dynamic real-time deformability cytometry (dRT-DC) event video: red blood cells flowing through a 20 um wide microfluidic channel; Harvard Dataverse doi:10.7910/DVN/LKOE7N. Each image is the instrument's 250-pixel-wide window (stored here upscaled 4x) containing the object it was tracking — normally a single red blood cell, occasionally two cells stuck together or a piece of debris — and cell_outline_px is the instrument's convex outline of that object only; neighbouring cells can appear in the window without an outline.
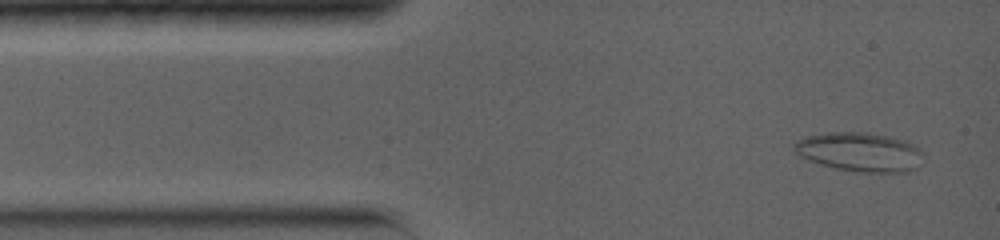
{"species": "common noctule bat (a hibernating species)", "species_latin": "Nyctalus noctula", "temperature_condition": "warm", "stored_images_in_passage": 62, "camera_frame_rate_fps": 5000, "um_per_image_px": 0.085, "animal": {"sex": "female", "body_mass_g": 19.0, "forearm_length_mm": 56.7}, "frame": {"image": 1, "passage_image": 2, "time_ms": 0.4, "image_size_px": [1000, 240], "cell_outline_px": [[924, 152], [920, 164], [916, 168], [908, 172], [860, 172], [836, 168], [820, 164], [808, 160], [792, 152], [792, 144], [796, 140], [808, 136], [828, 132], [864, 132], [888, 136], [908, 140], [920, 148]], "centroid_in_image_um": [73.09, 12.91], "position_along_channel_um": 11.9, "area_um2": 29.82}}
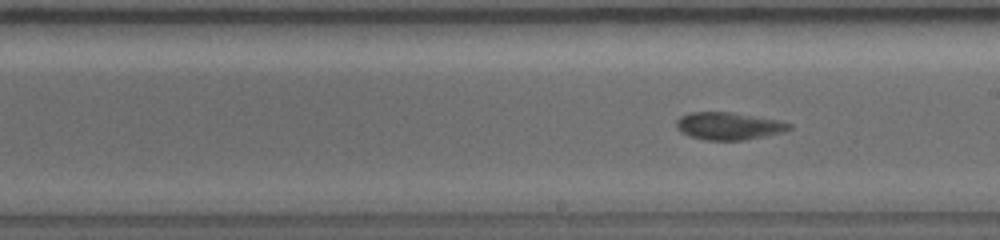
{"frame": {"image": 2, "passage_image": 43, "time_ms": 7.4, "image_size_px": [1000, 240], "cell_outline_px": [[792, 128], [780, 132], [764, 136], [744, 140], [704, 140], [688, 136], [680, 132], [676, 128], [676, 120], [680, 116], [688, 112], [732, 112], [780, 120], [792, 124]], "centroid_in_image_um": [61.89, 10.7], "position_along_channel_um": 227.1, "area_um2": 18.21}}
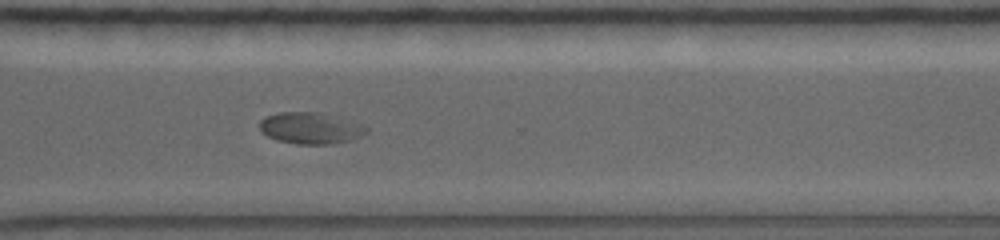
{"frame": {"image": 3, "passage_image": 61, "time_ms": 10.4, "image_size_px": [1000, 240], "cell_outline_px": [[368, 132], [352, 140], [332, 144], [296, 144], [276, 140], [260, 132], [260, 120], [264, 116], [280, 112], [320, 112], [364, 124], [368, 128]], "centroid_in_image_um": [26.39, 10.89], "position_along_channel_um": 344.2, "area_um2": 19.83}}